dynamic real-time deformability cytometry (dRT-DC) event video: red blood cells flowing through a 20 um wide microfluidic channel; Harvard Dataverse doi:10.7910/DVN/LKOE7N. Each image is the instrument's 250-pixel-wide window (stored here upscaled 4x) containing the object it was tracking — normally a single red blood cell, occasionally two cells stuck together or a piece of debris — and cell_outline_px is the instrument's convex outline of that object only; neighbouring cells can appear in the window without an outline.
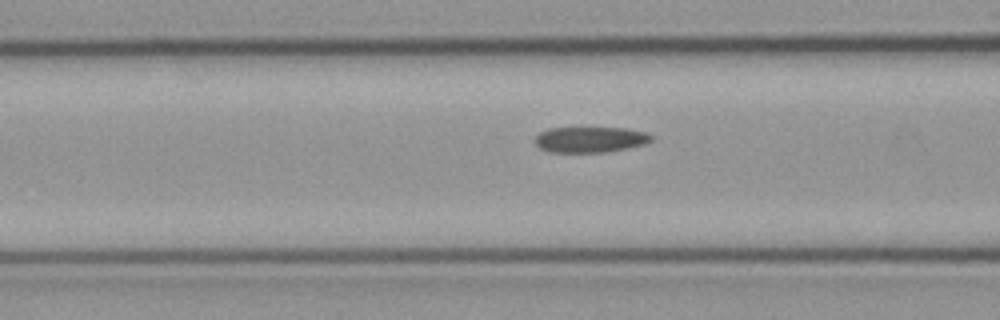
{"species": "common noctule bat (a hibernating species)", "species_latin": "Nyctalus noctula", "temperature_condition": "cold", "stored_images_in_passage": 30, "camera_frame_rate_fps": 3000, "um_per_image_px": 0.085, "animal": {"sex": "male", "body_mass_g": 23.1, "forearm_length_mm": 52.7}, "frame": {"image": 1, "passage_image": 8, "time_ms": 2.333, "image_size_px": [1000, 320], "cell_outline_px": [[652, 140], [644, 144], [604, 152], [548, 152], [540, 148], [532, 140], [540, 132], [548, 128], [628, 128], [644, 132], [652, 136]], "centroid_in_image_um": [50.11, 11.85], "position_along_channel_um": 116.5, "area_um2": 17.34}}
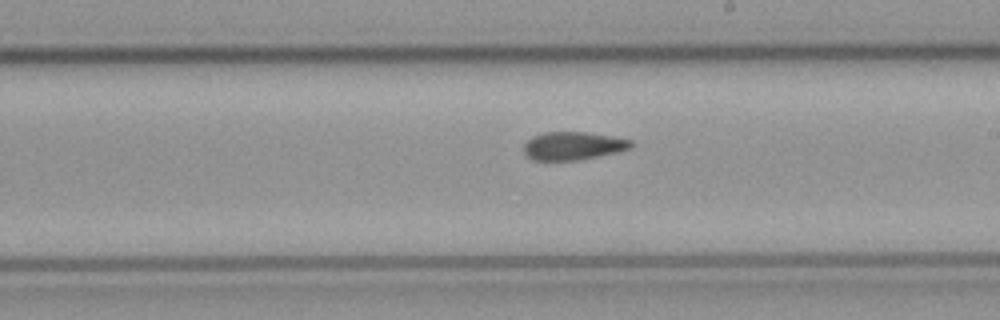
{"frame": {"image": 2, "passage_image": 18, "time_ms": 5.667, "image_size_px": [1000, 320], "cell_outline_px": [[632, 148], [616, 152], [576, 160], [532, 160], [524, 152], [524, 144], [532, 136], [544, 132], [588, 132], [612, 136], [632, 140]], "centroid_in_image_um": [48.7, 12.38], "position_along_channel_um": 240.3, "area_um2": 17.46}}
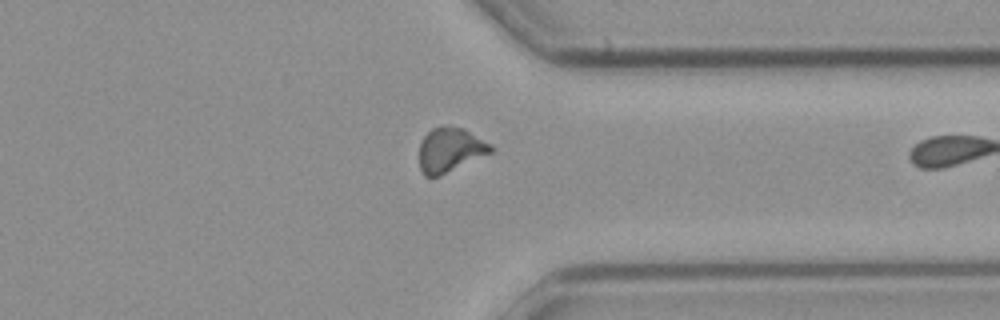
{"frame": {"image": 3, "passage_image": 29, "time_ms": 9.333, "image_size_px": [1000, 320], "cell_outline_px": [[496, 148], [492, 152], [440, 176], [424, 176], [420, 168], [420, 144], [424, 136], [432, 128], [464, 128], [492, 144]], "centroid_in_image_um": [38.29, 12.76], "position_along_channel_um": 373.1, "area_um2": 18.26}}